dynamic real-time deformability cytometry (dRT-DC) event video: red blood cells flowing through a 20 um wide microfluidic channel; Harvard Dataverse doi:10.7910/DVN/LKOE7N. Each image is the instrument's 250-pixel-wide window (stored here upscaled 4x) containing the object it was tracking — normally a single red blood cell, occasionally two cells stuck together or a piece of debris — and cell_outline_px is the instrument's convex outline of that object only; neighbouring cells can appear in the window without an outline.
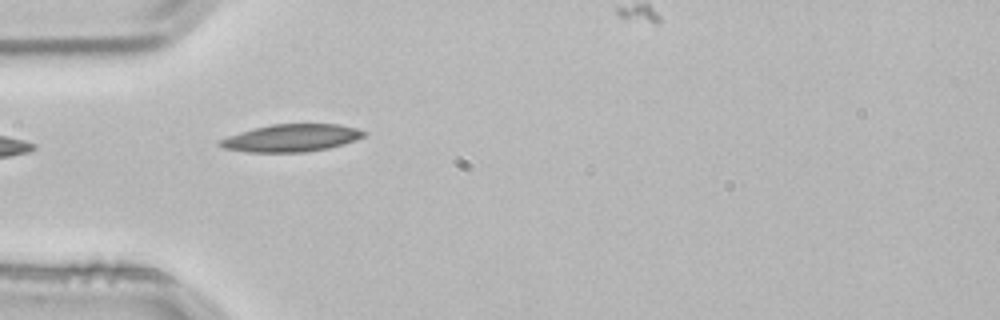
{"species": "common noctule bat (a hibernating species)", "species_latin": "Nyctalus noctula", "temperature_condition": "room temperature", "stored_images_in_passage": 4, "camera_frame_rate_fps": 3000, "um_per_image_px": 0.085, "animal": {"sex": "male", "body_mass_g": 21.5, "forearm_length_mm": 52.0}, "frame": {"image": 1, "passage_image": 3, "time_ms": 0.667, "image_size_px": [1000, 320], "cell_outline_px": [[368, 132], [364, 136], [356, 140], [344, 144], [328, 148], [304, 152], [244, 152], [224, 148], [216, 144], [216, 140], [240, 132], [272, 124], [340, 124], [356, 128]], "centroid_in_image_um": [24.75, 11.73], "position_along_channel_um": 60.2, "area_um2": 23.12}}